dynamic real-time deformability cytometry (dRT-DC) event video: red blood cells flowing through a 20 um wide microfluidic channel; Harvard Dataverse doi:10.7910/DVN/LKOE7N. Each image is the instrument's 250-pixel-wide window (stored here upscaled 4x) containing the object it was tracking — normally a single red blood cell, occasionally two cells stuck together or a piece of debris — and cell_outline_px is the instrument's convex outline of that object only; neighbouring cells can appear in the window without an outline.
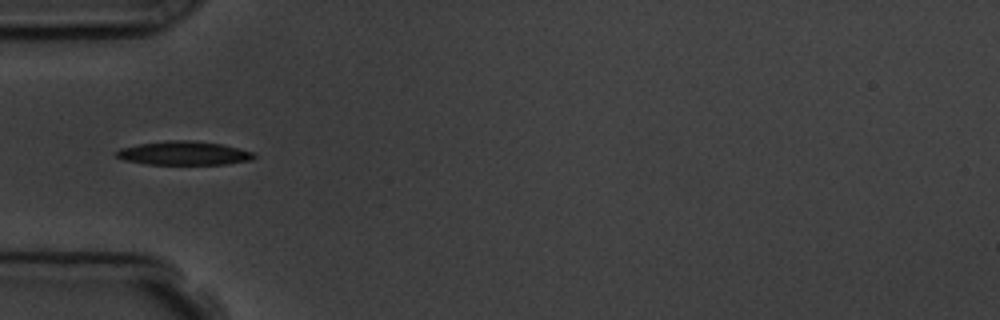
{"species": "common noctule bat (a hibernating species)", "species_latin": "Nyctalus noctula", "temperature_condition": "room temperature", "stored_images_in_passage": 10, "camera_frame_rate_fps": 3000, "um_per_image_px": 0.085, "animal": {"sex": "male", "body_mass_g": 19.5, "forearm_length_mm": 54.6}, "frame": {"image": 1, "passage_image": 4, "time_ms": 4.333, "image_size_px": [1000, 320], "cell_outline_px": [[256, 156], [252, 160], [228, 164], [148, 164], [124, 160], [116, 156], [116, 152], [120, 148], [140, 144], [168, 140], [196, 140], [220, 144], [252, 152]], "centroid_in_image_um": [15.63, 13.02], "position_along_channel_um": 69.4, "area_um2": 18.9}}
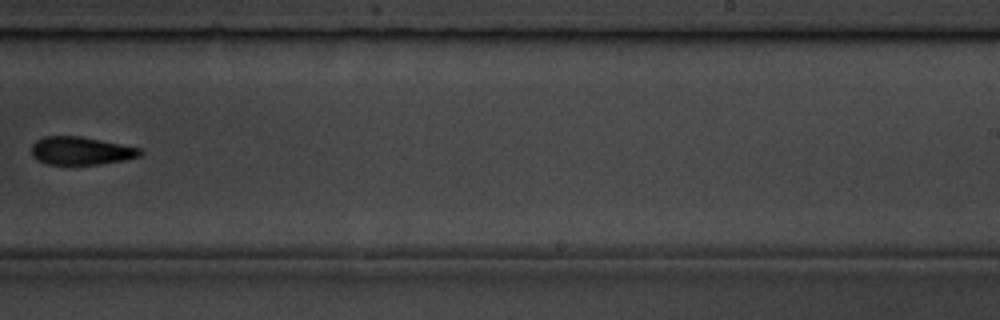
{"frame": {"image": 2, "passage_image": 9, "time_ms": 10.0, "image_size_px": [1000, 320], "cell_outline_px": [[144, 152], [140, 156], [124, 160], [100, 164], [48, 164], [32, 156], [32, 144], [36, 140], [44, 136], [80, 136], [140, 148]], "centroid_in_image_um": [6.88, 12.81], "position_along_channel_um": 282.1, "area_um2": 17.57}}